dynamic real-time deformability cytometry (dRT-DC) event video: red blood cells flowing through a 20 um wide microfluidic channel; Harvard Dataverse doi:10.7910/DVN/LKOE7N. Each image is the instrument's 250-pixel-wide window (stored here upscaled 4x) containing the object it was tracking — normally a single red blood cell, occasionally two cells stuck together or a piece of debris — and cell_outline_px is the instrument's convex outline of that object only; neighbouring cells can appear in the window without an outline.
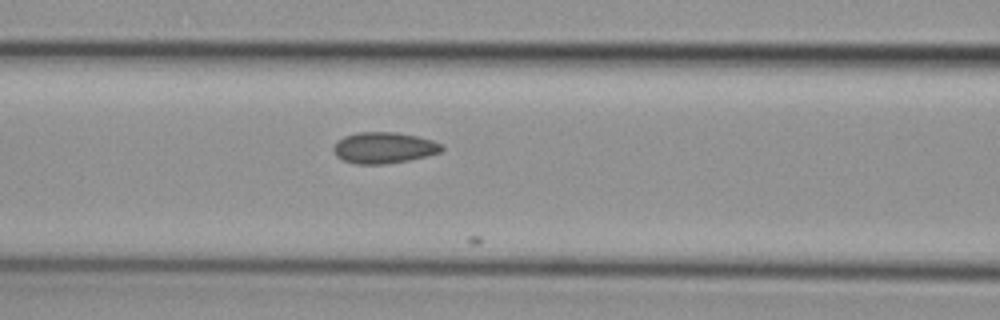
{"species": "common noctule bat (a hibernating species)", "species_latin": "Nyctalus noctula", "temperature_condition": "cold", "stored_images_in_passage": 5, "camera_frame_rate_fps": 3000, "um_per_image_px": 0.085, "animal": {"sex": "female", "body_mass_g": 29.2, "forearm_length_mm": 56.3}, "frame": {"image": 1, "passage_image": 5, "time_ms": 1.333, "image_size_px": [1000, 320], "cell_outline_px": [[444, 148], [440, 152], [408, 160], [384, 164], [356, 164], [344, 160], [336, 156], [332, 148], [336, 140], [344, 136], [356, 132], [396, 132], [416, 136], [432, 140], [444, 144]], "centroid_in_image_um": [32.6, 12.55], "position_along_channel_um": 134.0, "area_um2": 19.71}}